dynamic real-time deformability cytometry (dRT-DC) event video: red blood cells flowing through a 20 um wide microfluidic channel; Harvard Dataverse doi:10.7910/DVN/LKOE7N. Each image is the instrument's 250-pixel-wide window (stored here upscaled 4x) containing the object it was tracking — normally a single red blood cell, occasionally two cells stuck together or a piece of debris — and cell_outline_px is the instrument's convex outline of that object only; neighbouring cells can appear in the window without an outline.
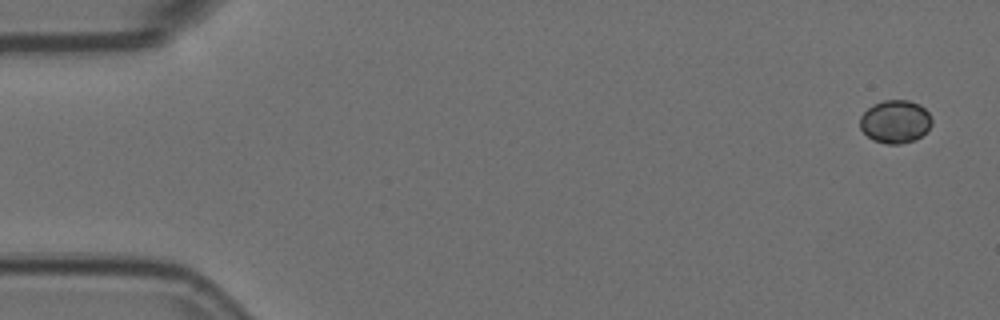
{"species": "Egyptian fruit bat (a non-hibernating species)", "species_latin": "Rousettus aegyptiacus", "temperature_condition": "room temperature", "stored_images_in_passage": 4, "camera_frame_rate_fps": 3000, "um_per_image_px": 0.085, "animal": {"sex": "female"}, "frame": {"image": 1, "passage_image": 1, "time_ms": 0.0, "image_size_px": [1000, 320], "cell_outline_px": [[932, 124], [916, 140], [900, 144], [888, 144], [872, 140], [860, 128], [860, 116], [872, 104], [884, 100], [908, 100], [920, 104], [928, 112], [932, 120]], "centroid_in_image_um": [76.09, 10.33], "position_along_channel_um": 8.9, "area_um2": 18.03}}